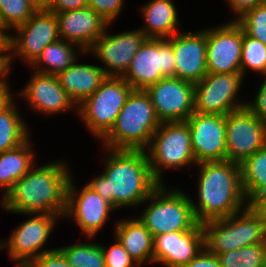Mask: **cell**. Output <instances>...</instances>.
Instances as JSON below:
<instances>
[{
	"label": "cell",
	"mask_w": 266,
	"mask_h": 267,
	"mask_svg": "<svg viewBox=\"0 0 266 267\" xmlns=\"http://www.w3.org/2000/svg\"><path fill=\"white\" fill-rule=\"evenodd\" d=\"M104 149V172L86 184L116 210L143 205L160 185L152 175L146 151Z\"/></svg>",
	"instance_id": "obj_1"
},
{
	"label": "cell",
	"mask_w": 266,
	"mask_h": 267,
	"mask_svg": "<svg viewBox=\"0 0 266 267\" xmlns=\"http://www.w3.org/2000/svg\"><path fill=\"white\" fill-rule=\"evenodd\" d=\"M36 164L3 196V209L16 214H53L64 217L71 173L65 161Z\"/></svg>",
	"instance_id": "obj_2"
},
{
	"label": "cell",
	"mask_w": 266,
	"mask_h": 267,
	"mask_svg": "<svg viewBox=\"0 0 266 267\" xmlns=\"http://www.w3.org/2000/svg\"><path fill=\"white\" fill-rule=\"evenodd\" d=\"M197 167L200 169L199 200L196 203L193 199L191 203L198 223L227 218L249 205L242 187L240 165L223 160L201 162Z\"/></svg>",
	"instance_id": "obj_3"
},
{
	"label": "cell",
	"mask_w": 266,
	"mask_h": 267,
	"mask_svg": "<svg viewBox=\"0 0 266 267\" xmlns=\"http://www.w3.org/2000/svg\"><path fill=\"white\" fill-rule=\"evenodd\" d=\"M160 124L149 94L145 90H132L101 142L104 148L145 151Z\"/></svg>",
	"instance_id": "obj_4"
},
{
	"label": "cell",
	"mask_w": 266,
	"mask_h": 267,
	"mask_svg": "<svg viewBox=\"0 0 266 267\" xmlns=\"http://www.w3.org/2000/svg\"><path fill=\"white\" fill-rule=\"evenodd\" d=\"M202 228L204 246L216 256L266 242V220L252 205L227 218L202 223Z\"/></svg>",
	"instance_id": "obj_5"
},
{
	"label": "cell",
	"mask_w": 266,
	"mask_h": 267,
	"mask_svg": "<svg viewBox=\"0 0 266 267\" xmlns=\"http://www.w3.org/2000/svg\"><path fill=\"white\" fill-rule=\"evenodd\" d=\"M168 189L164 183L160 184L145 200L144 203H149L138 217L153 238L174 231H188L198 223L192 208V198L180 188Z\"/></svg>",
	"instance_id": "obj_6"
},
{
	"label": "cell",
	"mask_w": 266,
	"mask_h": 267,
	"mask_svg": "<svg viewBox=\"0 0 266 267\" xmlns=\"http://www.w3.org/2000/svg\"><path fill=\"white\" fill-rule=\"evenodd\" d=\"M145 151L152 175L160 184L164 182L163 169L179 170L190 167L191 163L197 165L186 121L161 123Z\"/></svg>",
	"instance_id": "obj_7"
},
{
	"label": "cell",
	"mask_w": 266,
	"mask_h": 267,
	"mask_svg": "<svg viewBox=\"0 0 266 267\" xmlns=\"http://www.w3.org/2000/svg\"><path fill=\"white\" fill-rule=\"evenodd\" d=\"M132 90L123 77L107 76L77 107L78 116L92 135L102 139L110 131Z\"/></svg>",
	"instance_id": "obj_8"
},
{
	"label": "cell",
	"mask_w": 266,
	"mask_h": 267,
	"mask_svg": "<svg viewBox=\"0 0 266 267\" xmlns=\"http://www.w3.org/2000/svg\"><path fill=\"white\" fill-rule=\"evenodd\" d=\"M176 77L173 36L147 38L122 76L133 90H146L164 77Z\"/></svg>",
	"instance_id": "obj_9"
},
{
	"label": "cell",
	"mask_w": 266,
	"mask_h": 267,
	"mask_svg": "<svg viewBox=\"0 0 266 267\" xmlns=\"http://www.w3.org/2000/svg\"><path fill=\"white\" fill-rule=\"evenodd\" d=\"M32 218L17 225L11 236L2 241V249L7 247L8 256L16 262V267H26L35 258L54 249L43 250L60 215L32 213ZM40 250V251H39Z\"/></svg>",
	"instance_id": "obj_10"
},
{
	"label": "cell",
	"mask_w": 266,
	"mask_h": 267,
	"mask_svg": "<svg viewBox=\"0 0 266 267\" xmlns=\"http://www.w3.org/2000/svg\"><path fill=\"white\" fill-rule=\"evenodd\" d=\"M266 145V124L247 106L226 115L227 160L241 165Z\"/></svg>",
	"instance_id": "obj_11"
},
{
	"label": "cell",
	"mask_w": 266,
	"mask_h": 267,
	"mask_svg": "<svg viewBox=\"0 0 266 267\" xmlns=\"http://www.w3.org/2000/svg\"><path fill=\"white\" fill-rule=\"evenodd\" d=\"M14 31L18 34L10 35L11 64L18 57L31 67L47 45L60 39L57 17L48 10H37Z\"/></svg>",
	"instance_id": "obj_12"
},
{
	"label": "cell",
	"mask_w": 266,
	"mask_h": 267,
	"mask_svg": "<svg viewBox=\"0 0 266 267\" xmlns=\"http://www.w3.org/2000/svg\"><path fill=\"white\" fill-rule=\"evenodd\" d=\"M243 79L242 74L208 73L195 84L194 111L227 115L246 107L247 101L239 103L236 98Z\"/></svg>",
	"instance_id": "obj_13"
},
{
	"label": "cell",
	"mask_w": 266,
	"mask_h": 267,
	"mask_svg": "<svg viewBox=\"0 0 266 267\" xmlns=\"http://www.w3.org/2000/svg\"><path fill=\"white\" fill-rule=\"evenodd\" d=\"M161 123L186 121L194 111L195 84L164 77L145 90Z\"/></svg>",
	"instance_id": "obj_14"
},
{
	"label": "cell",
	"mask_w": 266,
	"mask_h": 267,
	"mask_svg": "<svg viewBox=\"0 0 266 267\" xmlns=\"http://www.w3.org/2000/svg\"><path fill=\"white\" fill-rule=\"evenodd\" d=\"M71 177L67 187L64 217L74 219L73 221L82 229V234L84 233L88 239H92L110 219L111 212L116 209L87 184L82 187L80 192L77 191L74 178Z\"/></svg>",
	"instance_id": "obj_15"
},
{
	"label": "cell",
	"mask_w": 266,
	"mask_h": 267,
	"mask_svg": "<svg viewBox=\"0 0 266 267\" xmlns=\"http://www.w3.org/2000/svg\"><path fill=\"white\" fill-rule=\"evenodd\" d=\"M186 122L197 164L227 160L226 115L194 112Z\"/></svg>",
	"instance_id": "obj_16"
},
{
	"label": "cell",
	"mask_w": 266,
	"mask_h": 267,
	"mask_svg": "<svg viewBox=\"0 0 266 267\" xmlns=\"http://www.w3.org/2000/svg\"><path fill=\"white\" fill-rule=\"evenodd\" d=\"M86 52L98 57L107 76L122 77L147 36L138 30L123 31L110 35L106 31ZM94 53V54H93Z\"/></svg>",
	"instance_id": "obj_17"
},
{
	"label": "cell",
	"mask_w": 266,
	"mask_h": 267,
	"mask_svg": "<svg viewBox=\"0 0 266 267\" xmlns=\"http://www.w3.org/2000/svg\"><path fill=\"white\" fill-rule=\"evenodd\" d=\"M242 27L236 21L207 30L208 73L241 74Z\"/></svg>",
	"instance_id": "obj_18"
},
{
	"label": "cell",
	"mask_w": 266,
	"mask_h": 267,
	"mask_svg": "<svg viewBox=\"0 0 266 267\" xmlns=\"http://www.w3.org/2000/svg\"><path fill=\"white\" fill-rule=\"evenodd\" d=\"M204 231L201 223L191 230L174 231L154 237L153 265L184 267L204 248Z\"/></svg>",
	"instance_id": "obj_19"
},
{
	"label": "cell",
	"mask_w": 266,
	"mask_h": 267,
	"mask_svg": "<svg viewBox=\"0 0 266 267\" xmlns=\"http://www.w3.org/2000/svg\"><path fill=\"white\" fill-rule=\"evenodd\" d=\"M176 77L196 84L207 74V29L173 35Z\"/></svg>",
	"instance_id": "obj_20"
},
{
	"label": "cell",
	"mask_w": 266,
	"mask_h": 267,
	"mask_svg": "<svg viewBox=\"0 0 266 267\" xmlns=\"http://www.w3.org/2000/svg\"><path fill=\"white\" fill-rule=\"evenodd\" d=\"M55 15L58 20L60 39L77 45L82 54H86L110 26L105 19L88 6L57 12Z\"/></svg>",
	"instance_id": "obj_21"
},
{
	"label": "cell",
	"mask_w": 266,
	"mask_h": 267,
	"mask_svg": "<svg viewBox=\"0 0 266 267\" xmlns=\"http://www.w3.org/2000/svg\"><path fill=\"white\" fill-rule=\"evenodd\" d=\"M33 75L26 87L18 93L29 103V108L46 115L59 114L71 109H77L65 90L60 86L55 75L32 71Z\"/></svg>",
	"instance_id": "obj_22"
},
{
	"label": "cell",
	"mask_w": 266,
	"mask_h": 267,
	"mask_svg": "<svg viewBox=\"0 0 266 267\" xmlns=\"http://www.w3.org/2000/svg\"><path fill=\"white\" fill-rule=\"evenodd\" d=\"M60 86L78 107L91 96L107 78L106 73L98 65L79 64L76 61L65 71L57 75Z\"/></svg>",
	"instance_id": "obj_23"
},
{
	"label": "cell",
	"mask_w": 266,
	"mask_h": 267,
	"mask_svg": "<svg viewBox=\"0 0 266 267\" xmlns=\"http://www.w3.org/2000/svg\"><path fill=\"white\" fill-rule=\"evenodd\" d=\"M115 228V237L129 255L141 267L147 261L153 263L154 238L138 217L120 219ZM146 261V262H145Z\"/></svg>",
	"instance_id": "obj_24"
},
{
	"label": "cell",
	"mask_w": 266,
	"mask_h": 267,
	"mask_svg": "<svg viewBox=\"0 0 266 267\" xmlns=\"http://www.w3.org/2000/svg\"><path fill=\"white\" fill-rule=\"evenodd\" d=\"M144 27L139 28L147 38L168 39L177 34L178 12L172 0H149L141 7Z\"/></svg>",
	"instance_id": "obj_25"
},
{
	"label": "cell",
	"mask_w": 266,
	"mask_h": 267,
	"mask_svg": "<svg viewBox=\"0 0 266 267\" xmlns=\"http://www.w3.org/2000/svg\"><path fill=\"white\" fill-rule=\"evenodd\" d=\"M30 138L16 148L0 153V188L4 189L2 197L35 164L36 157Z\"/></svg>",
	"instance_id": "obj_26"
},
{
	"label": "cell",
	"mask_w": 266,
	"mask_h": 267,
	"mask_svg": "<svg viewBox=\"0 0 266 267\" xmlns=\"http://www.w3.org/2000/svg\"><path fill=\"white\" fill-rule=\"evenodd\" d=\"M74 47L79 48L77 45L62 39L47 45L41 55L31 65L34 68L33 71L57 76L75 61L78 62L77 58L79 57Z\"/></svg>",
	"instance_id": "obj_27"
},
{
	"label": "cell",
	"mask_w": 266,
	"mask_h": 267,
	"mask_svg": "<svg viewBox=\"0 0 266 267\" xmlns=\"http://www.w3.org/2000/svg\"><path fill=\"white\" fill-rule=\"evenodd\" d=\"M13 101L14 98L0 110V153L18 147L31 136Z\"/></svg>",
	"instance_id": "obj_28"
},
{
	"label": "cell",
	"mask_w": 266,
	"mask_h": 267,
	"mask_svg": "<svg viewBox=\"0 0 266 267\" xmlns=\"http://www.w3.org/2000/svg\"><path fill=\"white\" fill-rule=\"evenodd\" d=\"M242 187L247 203L251 205L266 193V145L240 165Z\"/></svg>",
	"instance_id": "obj_29"
},
{
	"label": "cell",
	"mask_w": 266,
	"mask_h": 267,
	"mask_svg": "<svg viewBox=\"0 0 266 267\" xmlns=\"http://www.w3.org/2000/svg\"><path fill=\"white\" fill-rule=\"evenodd\" d=\"M58 249L72 267H105V257L100 243H79Z\"/></svg>",
	"instance_id": "obj_30"
},
{
	"label": "cell",
	"mask_w": 266,
	"mask_h": 267,
	"mask_svg": "<svg viewBox=\"0 0 266 267\" xmlns=\"http://www.w3.org/2000/svg\"><path fill=\"white\" fill-rule=\"evenodd\" d=\"M222 267H264L266 242L252 244L217 255Z\"/></svg>",
	"instance_id": "obj_31"
},
{
	"label": "cell",
	"mask_w": 266,
	"mask_h": 267,
	"mask_svg": "<svg viewBox=\"0 0 266 267\" xmlns=\"http://www.w3.org/2000/svg\"><path fill=\"white\" fill-rule=\"evenodd\" d=\"M247 68L266 77V45L247 35L242 28L241 74L243 76L248 71Z\"/></svg>",
	"instance_id": "obj_32"
},
{
	"label": "cell",
	"mask_w": 266,
	"mask_h": 267,
	"mask_svg": "<svg viewBox=\"0 0 266 267\" xmlns=\"http://www.w3.org/2000/svg\"><path fill=\"white\" fill-rule=\"evenodd\" d=\"M36 11L28 0H0V25L12 31L23 25Z\"/></svg>",
	"instance_id": "obj_33"
},
{
	"label": "cell",
	"mask_w": 266,
	"mask_h": 267,
	"mask_svg": "<svg viewBox=\"0 0 266 267\" xmlns=\"http://www.w3.org/2000/svg\"><path fill=\"white\" fill-rule=\"evenodd\" d=\"M235 20L241 25L244 32L266 45V6L263 4L246 11Z\"/></svg>",
	"instance_id": "obj_34"
},
{
	"label": "cell",
	"mask_w": 266,
	"mask_h": 267,
	"mask_svg": "<svg viewBox=\"0 0 266 267\" xmlns=\"http://www.w3.org/2000/svg\"><path fill=\"white\" fill-rule=\"evenodd\" d=\"M114 240V244L108 249L101 244L105 257V267H140L120 242L116 238Z\"/></svg>",
	"instance_id": "obj_35"
},
{
	"label": "cell",
	"mask_w": 266,
	"mask_h": 267,
	"mask_svg": "<svg viewBox=\"0 0 266 267\" xmlns=\"http://www.w3.org/2000/svg\"><path fill=\"white\" fill-rule=\"evenodd\" d=\"M123 3L124 0H88V7L111 24L120 15Z\"/></svg>",
	"instance_id": "obj_36"
},
{
	"label": "cell",
	"mask_w": 266,
	"mask_h": 267,
	"mask_svg": "<svg viewBox=\"0 0 266 267\" xmlns=\"http://www.w3.org/2000/svg\"><path fill=\"white\" fill-rule=\"evenodd\" d=\"M26 267H72L63 253L57 248L53 251L43 253L35 258Z\"/></svg>",
	"instance_id": "obj_37"
},
{
	"label": "cell",
	"mask_w": 266,
	"mask_h": 267,
	"mask_svg": "<svg viewBox=\"0 0 266 267\" xmlns=\"http://www.w3.org/2000/svg\"><path fill=\"white\" fill-rule=\"evenodd\" d=\"M255 94L253 102H247V107L266 124V77Z\"/></svg>",
	"instance_id": "obj_38"
},
{
	"label": "cell",
	"mask_w": 266,
	"mask_h": 267,
	"mask_svg": "<svg viewBox=\"0 0 266 267\" xmlns=\"http://www.w3.org/2000/svg\"><path fill=\"white\" fill-rule=\"evenodd\" d=\"M88 6V0H50L47 10L53 13L76 10Z\"/></svg>",
	"instance_id": "obj_39"
},
{
	"label": "cell",
	"mask_w": 266,
	"mask_h": 267,
	"mask_svg": "<svg viewBox=\"0 0 266 267\" xmlns=\"http://www.w3.org/2000/svg\"><path fill=\"white\" fill-rule=\"evenodd\" d=\"M184 267H222L218 257L210 253L205 247Z\"/></svg>",
	"instance_id": "obj_40"
},
{
	"label": "cell",
	"mask_w": 266,
	"mask_h": 267,
	"mask_svg": "<svg viewBox=\"0 0 266 267\" xmlns=\"http://www.w3.org/2000/svg\"><path fill=\"white\" fill-rule=\"evenodd\" d=\"M237 19L246 11L262 4V0H226Z\"/></svg>",
	"instance_id": "obj_41"
},
{
	"label": "cell",
	"mask_w": 266,
	"mask_h": 267,
	"mask_svg": "<svg viewBox=\"0 0 266 267\" xmlns=\"http://www.w3.org/2000/svg\"><path fill=\"white\" fill-rule=\"evenodd\" d=\"M0 25V57H4L11 64L10 33ZM8 52V53H7Z\"/></svg>",
	"instance_id": "obj_42"
},
{
	"label": "cell",
	"mask_w": 266,
	"mask_h": 267,
	"mask_svg": "<svg viewBox=\"0 0 266 267\" xmlns=\"http://www.w3.org/2000/svg\"><path fill=\"white\" fill-rule=\"evenodd\" d=\"M11 64L4 58L0 57V87H9L8 75L10 73Z\"/></svg>",
	"instance_id": "obj_43"
},
{
	"label": "cell",
	"mask_w": 266,
	"mask_h": 267,
	"mask_svg": "<svg viewBox=\"0 0 266 267\" xmlns=\"http://www.w3.org/2000/svg\"><path fill=\"white\" fill-rule=\"evenodd\" d=\"M266 220V193L260 195L252 204H251Z\"/></svg>",
	"instance_id": "obj_44"
},
{
	"label": "cell",
	"mask_w": 266,
	"mask_h": 267,
	"mask_svg": "<svg viewBox=\"0 0 266 267\" xmlns=\"http://www.w3.org/2000/svg\"><path fill=\"white\" fill-rule=\"evenodd\" d=\"M9 87H0V110L13 98Z\"/></svg>",
	"instance_id": "obj_45"
},
{
	"label": "cell",
	"mask_w": 266,
	"mask_h": 267,
	"mask_svg": "<svg viewBox=\"0 0 266 267\" xmlns=\"http://www.w3.org/2000/svg\"><path fill=\"white\" fill-rule=\"evenodd\" d=\"M36 10H47L50 0H28Z\"/></svg>",
	"instance_id": "obj_46"
},
{
	"label": "cell",
	"mask_w": 266,
	"mask_h": 267,
	"mask_svg": "<svg viewBox=\"0 0 266 267\" xmlns=\"http://www.w3.org/2000/svg\"><path fill=\"white\" fill-rule=\"evenodd\" d=\"M262 4L266 6V0H262Z\"/></svg>",
	"instance_id": "obj_47"
},
{
	"label": "cell",
	"mask_w": 266,
	"mask_h": 267,
	"mask_svg": "<svg viewBox=\"0 0 266 267\" xmlns=\"http://www.w3.org/2000/svg\"><path fill=\"white\" fill-rule=\"evenodd\" d=\"M2 249V241L0 240V250Z\"/></svg>",
	"instance_id": "obj_48"
}]
</instances>
